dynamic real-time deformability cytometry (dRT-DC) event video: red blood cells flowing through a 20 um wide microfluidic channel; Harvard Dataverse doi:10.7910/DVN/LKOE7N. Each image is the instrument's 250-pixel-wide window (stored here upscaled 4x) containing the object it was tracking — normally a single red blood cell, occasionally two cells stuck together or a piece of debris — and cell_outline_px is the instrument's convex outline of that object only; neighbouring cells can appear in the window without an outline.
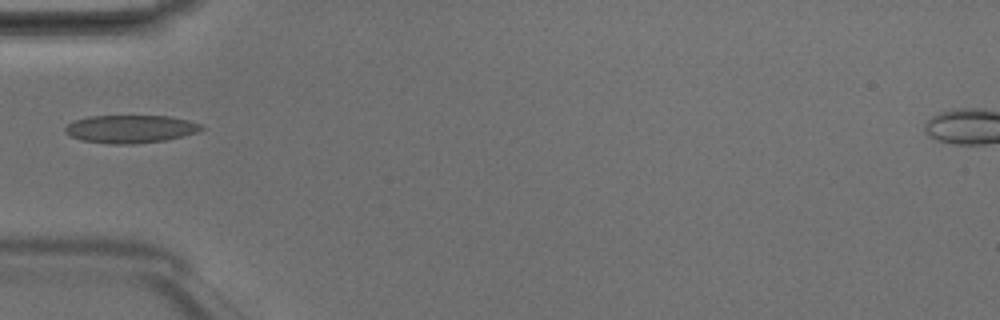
{"species": "Egyptian fruit bat (a non-hibernating species)", "species_latin": "Rousettus aegyptiacus", "temperature_condition": "room temperature", "stored_images_in_passage": 3, "camera_frame_rate_fps": 3000, "um_per_image_px": 0.085, "animal": {"sex": "male"}, "frame": {"image": 1, "passage_image": 2, "time_ms": 0.333, "image_size_px": [1000, 320], "cell_outline_px": [[204, 128], [200, 132], [164, 140], [132, 144], [108, 144], [80, 140], [64, 132], [64, 128], [68, 124], [76, 120], [88, 116], [168, 116], [188, 120], [200, 124]], "centroid_in_image_um": [11.08, 10.96], "position_along_channel_um": 73.9, "area_um2": 22.14}}